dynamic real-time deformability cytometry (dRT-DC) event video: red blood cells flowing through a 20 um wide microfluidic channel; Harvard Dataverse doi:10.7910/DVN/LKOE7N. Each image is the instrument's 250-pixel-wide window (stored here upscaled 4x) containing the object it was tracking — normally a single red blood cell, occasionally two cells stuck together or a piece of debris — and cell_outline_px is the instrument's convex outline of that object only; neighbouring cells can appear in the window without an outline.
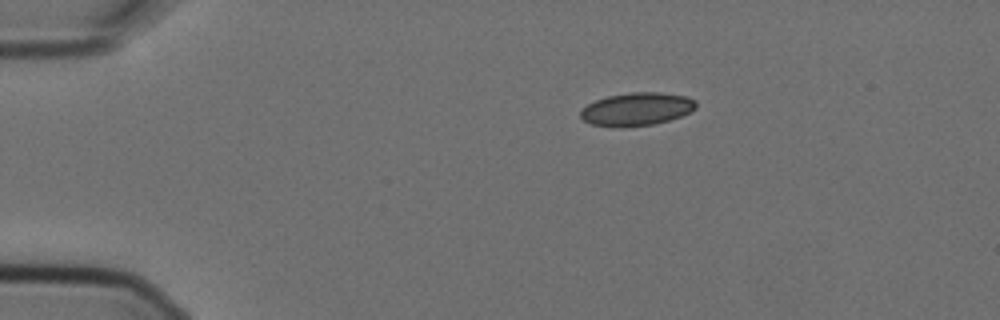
{"species": "Egyptian fruit bat (a non-hibernating species)", "species_latin": "Rousettus aegyptiacus", "temperature_condition": "cold", "stored_images_in_passage": 2, "camera_frame_rate_fps": 3000, "um_per_image_px": 0.085, "animal": {"sex": "female"}, "frame": {"image": 1, "passage_image": 1, "time_ms": 0.0, "image_size_px": [1000, 320], "cell_outline_px": [[696, 108], [692, 112], [668, 120], [652, 124], [620, 128], [612, 128], [592, 124], [584, 120], [580, 116], [580, 112], [588, 104], [596, 100], [608, 96], [628, 92], [660, 92], [688, 96], [696, 100]], "centroid_in_image_um": [54.14, 9.27], "position_along_channel_um": 30.9, "area_um2": 22.43}}